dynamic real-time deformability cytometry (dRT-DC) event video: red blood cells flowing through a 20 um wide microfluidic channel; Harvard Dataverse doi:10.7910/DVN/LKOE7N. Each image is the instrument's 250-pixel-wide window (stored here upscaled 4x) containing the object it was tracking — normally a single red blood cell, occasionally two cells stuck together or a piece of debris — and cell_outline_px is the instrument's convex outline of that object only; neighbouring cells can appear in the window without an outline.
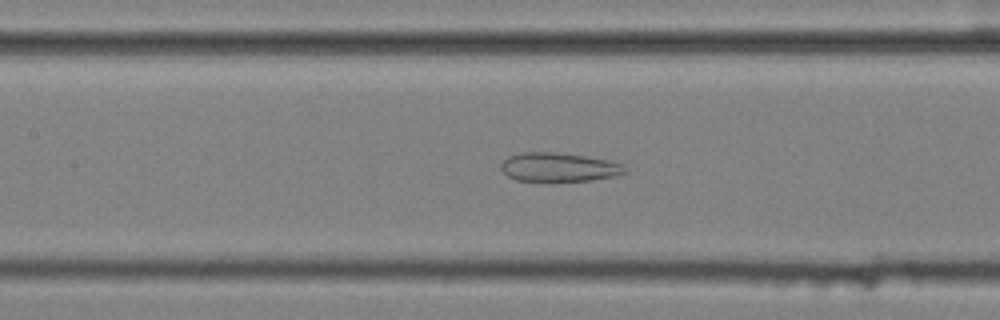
{"species": "common noctule bat (a hibernating species)", "species_latin": "Nyctalus noctula", "temperature_condition": "cold", "stored_images_in_passage": 58, "camera_frame_rate_fps": 3000, "um_per_image_px": 0.085, "animal": {"sex": "female", "body_mass_g": 25.1}, "frame": {"image": 1, "passage_image": 27, "time_ms": 8.667, "image_size_px": [1000, 320], "cell_outline_px": [[624, 172], [616, 176], [592, 180], [516, 180], [508, 176], [500, 168], [500, 164], [508, 156], [520, 152], [552, 152], [584, 156], [608, 160], [620, 164], [624, 168]], "centroid_in_image_um": [47.44, 14.19], "position_along_channel_um": 160.0, "area_um2": 20.4}}
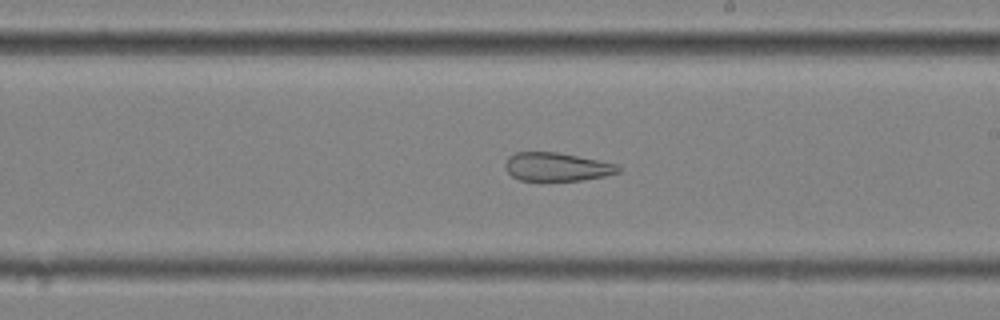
{"frame": {"image": 2, "passage_image": 34, "time_ms": 11.0, "image_size_px": [1000, 320], "cell_outline_px": [[620, 172], [604, 176], [580, 180], [520, 180], [512, 176], [508, 172], [504, 164], [508, 156], [516, 152], [556, 152], [620, 164]], "centroid_in_image_um": [47.33, 14.17], "position_along_channel_um": 241.7, "area_um2": 18.67}}
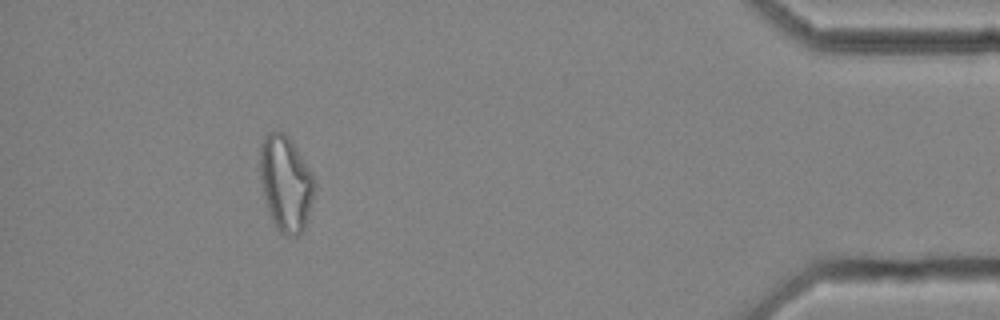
{"frame": {"image": 3, "passage_image": 53, "time_ms": 17.333, "image_size_px": [1000, 320], "cell_outline_px": [[316, 184], [312, 200], [304, 228], [296, 236], [288, 236], [280, 232], [276, 228], [268, 212], [264, 196], [260, 176], [260, 144], [264, 136], [268, 132], [276, 128], [284, 132], [288, 136], [312, 172], [316, 180]], "centroid_in_image_um": [24.28, 15.54], "position_along_channel_um": 410.9, "area_um2": 30.52}, "authors_computed_cell_mechanics": {"area_um2": 28.3509, "velocity_mm_per_s": 3.5129, "shape_relaxation_time_tau1_ms": null, "shape_relaxation_time_tau2_ms": 2.4746, "deformation_change_tau1": null, "deformation_change_tau2": 0.1115}}